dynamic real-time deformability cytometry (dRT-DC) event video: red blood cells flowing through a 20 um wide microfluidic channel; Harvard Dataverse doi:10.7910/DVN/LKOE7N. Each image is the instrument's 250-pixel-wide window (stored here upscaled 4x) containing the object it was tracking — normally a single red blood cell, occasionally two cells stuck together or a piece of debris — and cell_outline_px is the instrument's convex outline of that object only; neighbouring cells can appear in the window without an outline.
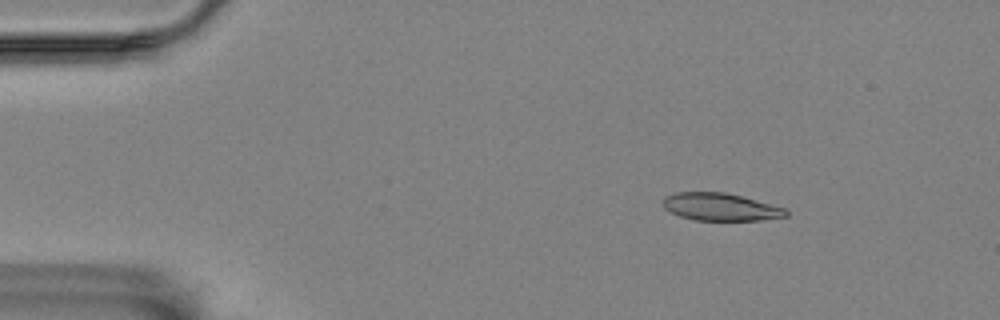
{"species": "Egyptian fruit bat (a non-hibernating species)", "species_latin": "Rousettus aegyptiacus", "temperature_condition": "room temperature", "stored_images_in_passage": 4, "camera_frame_rate_fps": 3000, "um_per_image_px": 0.085, "animal": {"sex": "female"}, "frame": {"image": 1, "passage_image": 2, "time_ms": 2.0, "image_size_px": [1000, 320], "cell_outline_px": [[788, 216], [760, 220], [696, 220], [680, 216], [664, 208], [660, 204], [664, 196], [676, 192], [724, 192], [788, 208]], "centroid_in_image_um": [61.23, 17.58], "position_along_channel_um": 23.8, "area_um2": 19.83}}
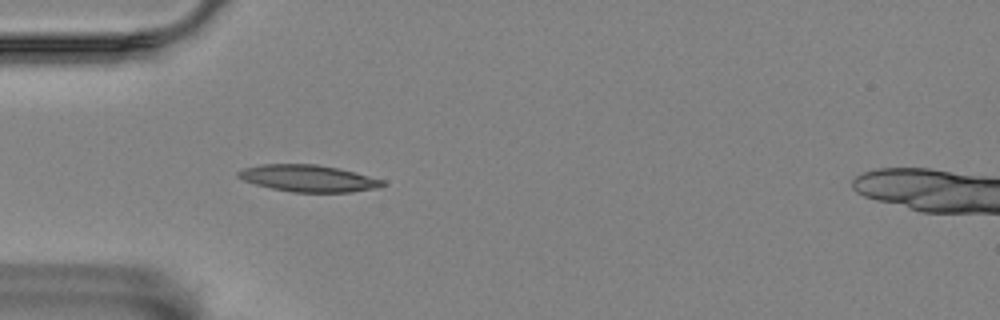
{"frame": {"image": 2, "passage_image": 4, "time_ms": 5.0, "image_size_px": [1000, 320], "cell_outline_px": [[384, 184], [376, 188], [352, 192], [292, 192], [272, 188], [256, 184], [244, 180], [236, 176], [236, 172], [244, 168], [260, 164], [316, 164], [340, 168], [384, 180]], "centroid_in_image_um": [26.19, 15.15], "position_along_channel_um": 58.8, "area_um2": 22.48}}